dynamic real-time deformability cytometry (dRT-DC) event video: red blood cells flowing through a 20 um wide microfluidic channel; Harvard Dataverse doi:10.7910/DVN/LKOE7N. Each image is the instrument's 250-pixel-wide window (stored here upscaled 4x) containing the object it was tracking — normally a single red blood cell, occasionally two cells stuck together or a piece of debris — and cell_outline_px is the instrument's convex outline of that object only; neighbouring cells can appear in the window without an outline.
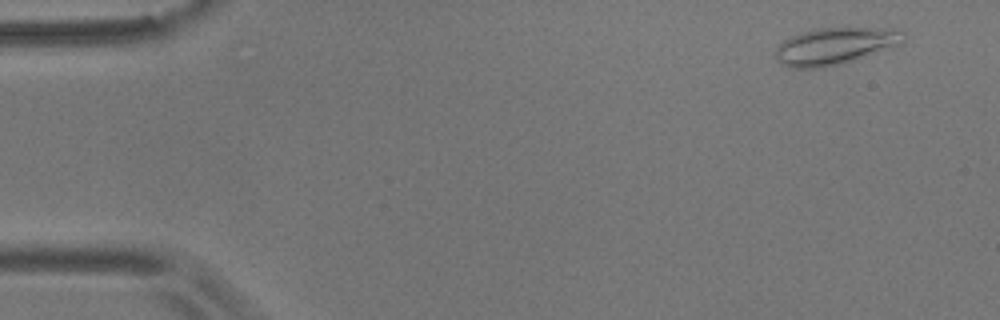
{"species": "common noctule bat (a hibernating species)", "species_latin": "Nyctalus noctula", "temperature_condition": "room temperature", "stored_images_in_passage": 26, "camera_frame_rate_fps": 3000, "um_per_image_px": 0.085, "animal": {"sex": "male", "body_mass_g": 17.9}, "frame": {"image": 1, "passage_image": 1, "time_ms": 0.0, "image_size_px": [1000, 320], "cell_outline_px": [[908, 36], [904, 44], [892, 48], [836, 64], [816, 68], [792, 68], [776, 60], [776, 48], [784, 40], [792, 36], [804, 32], [820, 28], [880, 28], [904, 32]], "centroid_in_image_um": [71.02, 3.9], "position_along_channel_um": 14.0, "area_um2": 27.05}}